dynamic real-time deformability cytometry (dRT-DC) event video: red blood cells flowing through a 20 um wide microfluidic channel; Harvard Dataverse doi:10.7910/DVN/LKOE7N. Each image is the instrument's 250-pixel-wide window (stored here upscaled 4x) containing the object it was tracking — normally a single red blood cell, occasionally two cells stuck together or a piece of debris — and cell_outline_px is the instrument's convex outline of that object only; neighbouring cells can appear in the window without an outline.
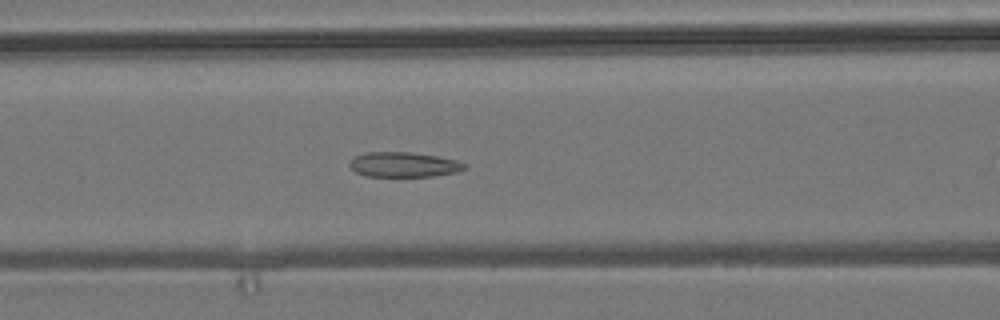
{"species": "common noctule bat (a hibernating species)", "species_latin": "Nyctalus noctula", "temperature_condition": "room temperature", "stored_images_in_passage": 54, "camera_frame_rate_fps": 3000, "um_per_image_px": 0.085, "animal": {"sex": "male", "body_mass_g": 19.2, "forearm_length_mm": 51.8}, "frame": {"image": 1, "passage_image": 22, "time_ms": 7.0, "image_size_px": [1000, 320], "cell_outline_px": [[464, 168], [456, 172], [432, 176], [364, 176], [356, 172], [348, 164], [356, 156], [368, 152], [412, 152], [436, 156], [456, 160], [464, 164]], "centroid_in_image_um": [34.28, 13.99], "position_along_channel_um": 132.3, "area_um2": 16.42}}
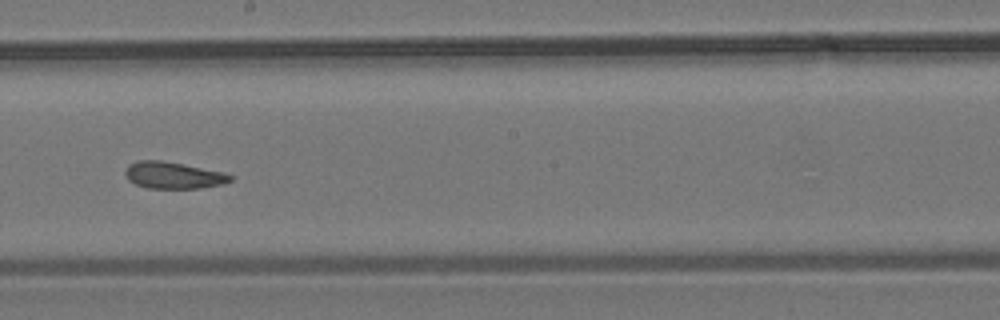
{"frame": {"image": 2, "passage_image": 30, "time_ms": 9.667, "image_size_px": [1000, 320], "cell_outline_px": [[232, 180], [224, 184], [200, 188], [148, 188], [136, 184], [128, 180], [124, 172], [124, 168], [128, 164], [136, 160], [160, 160], [184, 164], [224, 172], [232, 176]], "centroid_in_image_um": [14.7, 14.89], "position_along_channel_um": 233.5, "area_um2": 16.53}}
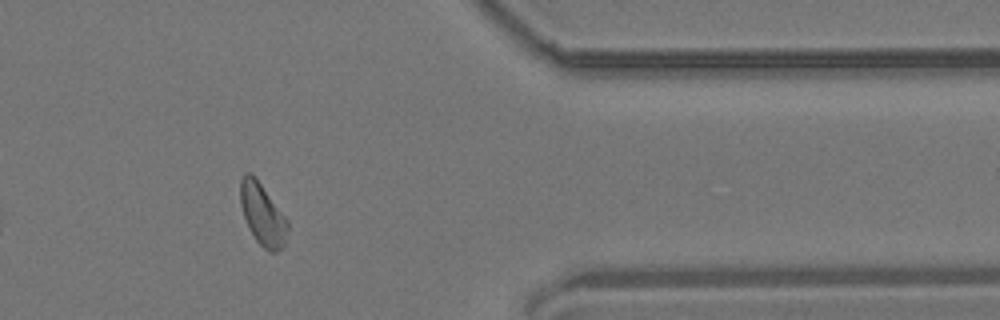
{"frame": {"image": 3, "passage_image": 44, "time_ms": 14.333, "image_size_px": [1000, 320], "cell_outline_px": [[288, 232], [284, 248], [276, 252], [272, 252], [264, 248], [256, 240], [248, 228], [240, 204], [240, 180], [244, 172], [252, 172], [256, 176], [288, 220]], "centroid_in_image_um": [22.32, 18.2], "position_along_channel_um": 389.1, "area_um2": 17.4}, "authors_computed_cell_mechanics": {"area_um2": 17.2533, "velocity_mm_per_s": 3.7972, "shape_relaxation_time_tau1_ms": null, "shape_relaxation_time_tau2_ms": 3.2072, "deformation_change_tau1": null, "deformation_change_tau2": 0.1119}}